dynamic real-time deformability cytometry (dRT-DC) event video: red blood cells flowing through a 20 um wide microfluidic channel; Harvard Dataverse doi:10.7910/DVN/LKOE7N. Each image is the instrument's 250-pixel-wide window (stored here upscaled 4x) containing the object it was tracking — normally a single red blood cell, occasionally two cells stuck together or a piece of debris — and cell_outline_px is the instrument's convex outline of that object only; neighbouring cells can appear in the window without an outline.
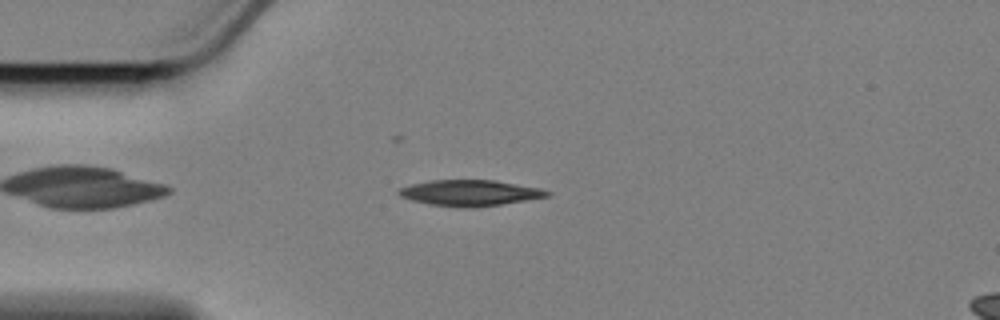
{"species": "Egyptian fruit bat (a non-hibernating species)", "species_latin": "Rousettus aegyptiacus", "temperature_condition": "cold", "stored_images_in_passage": 51, "camera_frame_rate_fps": 3000, "um_per_image_px": 0.085, "animal": {"sex": "female"}, "frame": {"image": 1, "passage_image": 7, "time_ms": 2.0, "image_size_px": [1000, 320], "cell_outline_px": [[552, 196], [500, 204], [472, 208], [464, 208], [432, 204], [412, 200], [400, 196], [396, 192], [400, 188], [412, 184], [432, 180], [496, 180], [540, 188], [552, 192]], "centroid_in_image_um": [39.99, 16.39], "position_along_channel_um": 45.0, "area_um2": 22.31}}
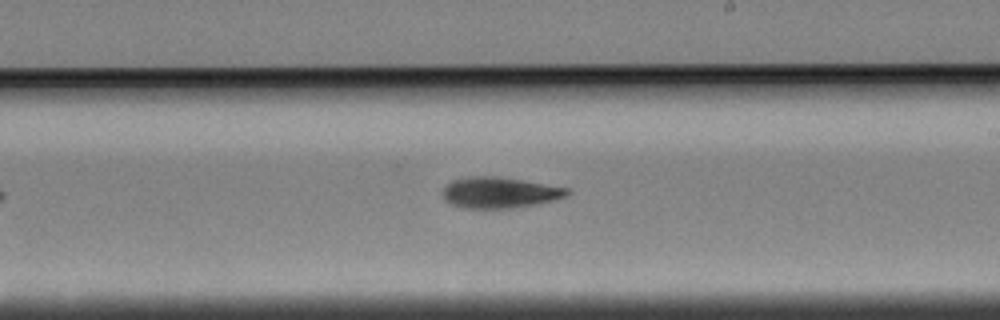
{"frame": {"image": 2, "passage_image": 26, "time_ms": 8.333, "image_size_px": [1000, 320], "cell_outline_px": [[568, 196], [536, 204], [516, 208], [464, 208], [452, 204], [444, 200], [444, 188], [452, 180], [472, 176], [492, 176], [520, 180], [568, 188]], "centroid_in_image_um": [42.45, 16.38], "position_along_channel_um": 246.5, "area_um2": 22.08}}
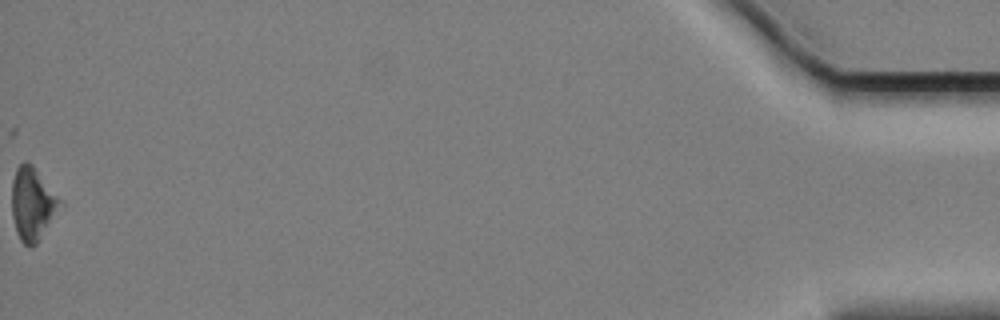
{"frame": {"image": 3, "passage_image": 51, "time_ms": 16.667, "image_size_px": [1000, 320], "cell_outline_px": [[64, 208], [36, 244], [28, 248], [20, 240], [16, 232], [12, 216], [12, 180], [16, 168], [24, 160], [28, 160], [32, 164], [64, 204]], "centroid_in_image_um": [2.79, 17.35], "position_along_channel_um": 432.4, "area_um2": 20.98}, "authors_computed_cell_mechanics": {"area_um2": 21.6172, "velocity_mm_per_s": 3.4204, "shape_relaxation_time_tau1_ms": 3.9633, "shape_relaxation_time_tau2_ms": null, "deformation_change_tau1": 0.1149, "deformation_change_tau2": null}}